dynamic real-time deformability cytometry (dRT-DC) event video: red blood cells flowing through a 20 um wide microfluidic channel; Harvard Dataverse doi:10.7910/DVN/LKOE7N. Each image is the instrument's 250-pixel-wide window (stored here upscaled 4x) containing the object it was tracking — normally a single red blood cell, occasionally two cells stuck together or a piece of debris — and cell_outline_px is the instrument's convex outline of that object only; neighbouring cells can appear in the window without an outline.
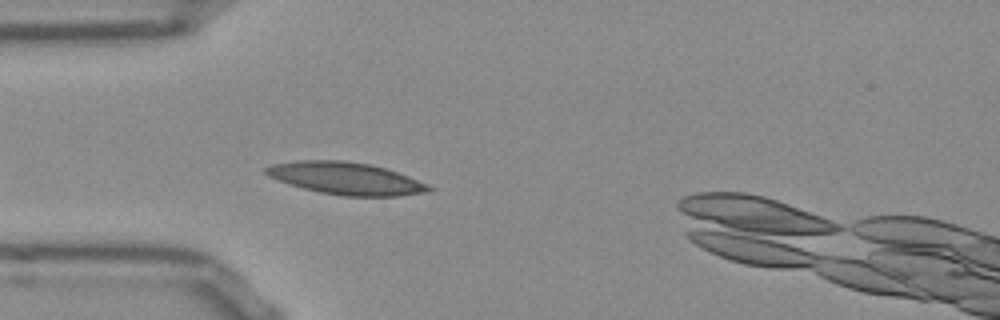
{"species": "Egyptian fruit bat (a non-hibernating species)", "species_latin": "Rousettus aegyptiacus", "temperature_condition": "room temperature", "stored_images_in_passage": 11, "camera_frame_rate_fps": 3000, "um_per_image_px": 0.085, "frame": {"image": 1, "passage_image": 4, "time_ms": 1.0, "image_size_px": [1000, 320], "cell_outline_px": [[436, 188], [424, 192], [396, 196], [340, 196], [320, 192], [288, 184], [268, 176], [264, 172], [264, 168], [272, 164], [296, 160], [344, 160], [368, 164], [384, 168], [408, 176], [428, 184]], "centroid_in_image_um": [29.36, 15.16], "position_along_channel_um": 55.6, "area_um2": 30.52}}